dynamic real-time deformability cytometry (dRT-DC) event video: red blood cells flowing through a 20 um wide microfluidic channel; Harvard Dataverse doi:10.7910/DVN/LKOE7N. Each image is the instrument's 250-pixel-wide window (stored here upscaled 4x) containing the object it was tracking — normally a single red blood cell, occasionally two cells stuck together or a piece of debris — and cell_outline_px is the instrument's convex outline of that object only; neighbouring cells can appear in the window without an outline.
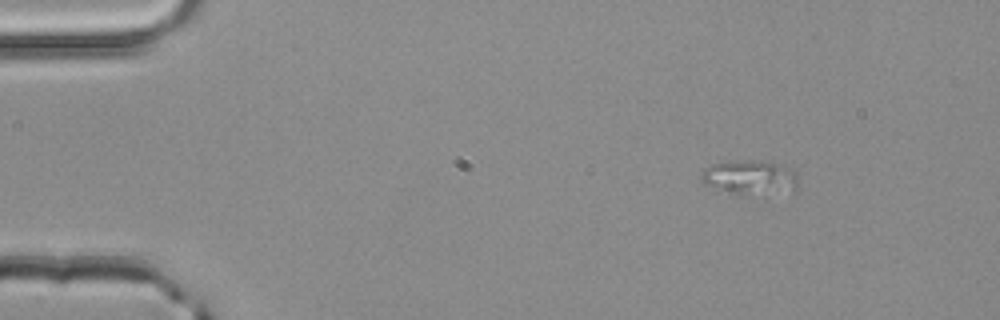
{"species": "common noctule bat (a hibernating species)", "species_latin": "Nyctalus noctula", "temperature_condition": "room temperature", "stored_images_in_passage": 3, "camera_frame_rate_fps": 3000, "um_per_image_px": 0.085, "animal": {"sex": "male", "body_mass_g": 20.4}, "frame": {"image": 1, "passage_image": 1, "time_ms": 0.0, "image_size_px": [1000, 320], "cell_outline_px": [[796, 192], [756, 196], [740, 196], [708, 184], [700, 176], [700, 172], [704, 168], [712, 164], [728, 160], [752, 160], [784, 164], [792, 168], [796, 172]], "centroid_in_image_um": [63.82, 15.09], "position_along_channel_um": 21.2, "area_um2": 20.11}}
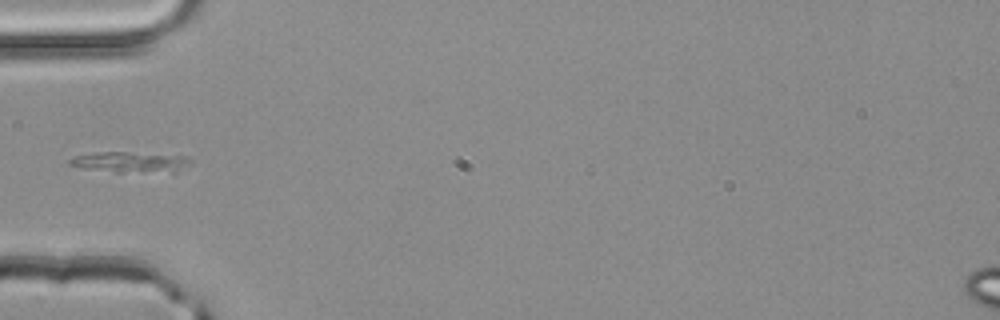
{"frame": {"image": 2, "passage_image": 3, "time_ms": 0.667, "image_size_px": [1000, 320], "cell_outline_px": [[192, 164], [172, 172], [116, 172], [84, 168], [68, 164], [68, 160], [76, 156], [100, 152], [128, 152], [192, 156]], "centroid_in_image_um": [11.17, 13.77], "position_along_channel_um": 73.8, "area_um2": 14.57}}